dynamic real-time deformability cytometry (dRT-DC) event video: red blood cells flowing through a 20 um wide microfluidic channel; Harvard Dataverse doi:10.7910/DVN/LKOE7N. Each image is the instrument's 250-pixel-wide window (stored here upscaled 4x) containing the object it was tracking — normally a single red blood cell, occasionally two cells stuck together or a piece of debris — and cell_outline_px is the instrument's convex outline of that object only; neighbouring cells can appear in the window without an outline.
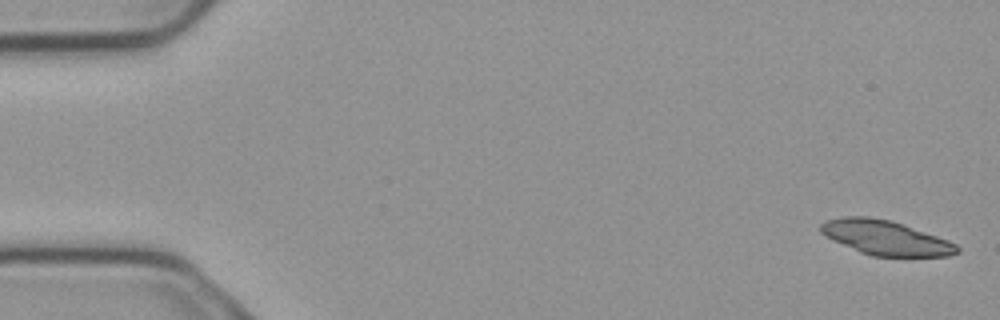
{"species": "common noctule bat (a hibernating species)", "species_latin": "Nyctalus noctula", "temperature_condition": "cold", "stored_images_in_passage": 4, "camera_frame_rate_fps": 3000, "um_per_image_px": 0.085, "animal": {"sex": "male", "body_mass_g": 23.1, "forearm_length_mm": 52.7}, "frame": {"image": 1, "passage_image": 1, "time_ms": 0.0, "image_size_px": [1000, 320], "cell_outline_px": [[960, 252], [948, 256], [872, 256], [860, 252], [820, 232], [820, 224], [824, 220], [844, 216], [868, 216], [892, 220], [904, 224], [948, 240], [956, 244], [960, 248]], "centroid_in_image_um": [75.3, 20.19], "position_along_channel_um": 9.7, "area_um2": 27.28}}